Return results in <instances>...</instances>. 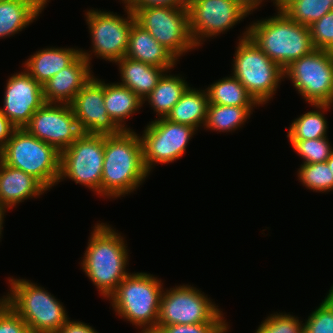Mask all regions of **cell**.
I'll list each match as a JSON object with an SVG mask.
<instances>
[{
	"label": "cell",
	"instance_id": "cell-1",
	"mask_svg": "<svg viewBox=\"0 0 333 333\" xmlns=\"http://www.w3.org/2000/svg\"><path fill=\"white\" fill-rule=\"evenodd\" d=\"M133 131L105 135L102 196L117 198L131 193L150 174L144 165L140 136Z\"/></svg>",
	"mask_w": 333,
	"mask_h": 333
},
{
	"label": "cell",
	"instance_id": "cell-2",
	"mask_svg": "<svg viewBox=\"0 0 333 333\" xmlns=\"http://www.w3.org/2000/svg\"><path fill=\"white\" fill-rule=\"evenodd\" d=\"M126 245L124 238L107 224L98 223L91 233L81 266L105 298H109L129 274Z\"/></svg>",
	"mask_w": 333,
	"mask_h": 333
},
{
	"label": "cell",
	"instance_id": "cell-3",
	"mask_svg": "<svg viewBox=\"0 0 333 333\" xmlns=\"http://www.w3.org/2000/svg\"><path fill=\"white\" fill-rule=\"evenodd\" d=\"M248 27V37L283 70L315 48L308 26L293 21L283 10Z\"/></svg>",
	"mask_w": 333,
	"mask_h": 333
},
{
	"label": "cell",
	"instance_id": "cell-4",
	"mask_svg": "<svg viewBox=\"0 0 333 333\" xmlns=\"http://www.w3.org/2000/svg\"><path fill=\"white\" fill-rule=\"evenodd\" d=\"M161 280L147 273H129L109 297L116 314L142 328L140 333H152L157 328Z\"/></svg>",
	"mask_w": 333,
	"mask_h": 333
},
{
	"label": "cell",
	"instance_id": "cell-5",
	"mask_svg": "<svg viewBox=\"0 0 333 333\" xmlns=\"http://www.w3.org/2000/svg\"><path fill=\"white\" fill-rule=\"evenodd\" d=\"M0 159L36 178L47 190L58 183L61 153L48 143L16 129L0 150Z\"/></svg>",
	"mask_w": 333,
	"mask_h": 333
},
{
	"label": "cell",
	"instance_id": "cell-6",
	"mask_svg": "<svg viewBox=\"0 0 333 333\" xmlns=\"http://www.w3.org/2000/svg\"><path fill=\"white\" fill-rule=\"evenodd\" d=\"M10 293L2 299L24 320L27 327L56 333L70 319L63 304L41 286L25 279H9Z\"/></svg>",
	"mask_w": 333,
	"mask_h": 333
},
{
	"label": "cell",
	"instance_id": "cell-7",
	"mask_svg": "<svg viewBox=\"0 0 333 333\" xmlns=\"http://www.w3.org/2000/svg\"><path fill=\"white\" fill-rule=\"evenodd\" d=\"M246 29L235 51L233 76L262 105L276 93L279 82L284 78V70L248 37Z\"/></svg>",
	"mask_w": 333,
	"mask_h": 333
},
{
	"label": "cell",
	"instance_id": "cell-8",
	"mask_svg": "<svg viewBox=\"0 0 333 333\" xmlns=\"http://www.w3.org/2000/svg\"><path fill=\"white\" fill-rule=\"evenodd\" d=\"M135 15L136 22L146 29L176 59L183 53L194 50L189 29L187 6L128 7Z\"/></svg>",
	"mask_w": 333,
	"mask_h": 333
},
{
	"label": "cell",
	"instance_id": "cell-9",
	"mask_svg": "<svg viewBox=\"0 0 333 333\" xmlns=\"http://www.w3.org/2000/svg\"><path fill=\"white\" fill-rule=\"evenodd\" d=\"M286 77L310 105H332L333 51L314 49L287 66Z\"/></svg>",
	"mask_w": 333,
	"mask_h": 333
},
{
	"label": "cell",
	"instance_id": "cell-10",
	"mask_svg": "<svg viewBox=\"0 0 333 333\" xmlns=\"http://www.w3.org/2000/svg\"><path fill=\"white\" fill-rule=\"evenodd\" d=\"M105 135L82 133L61 152L60 176L89 187L101 196Z\"/></svg>",
	"mask_w": 333,
	"mask_h": 333
},
{
	"label": "cell",
	"instance_id": "cell-11",
	"mask_svg": "<svg viewBox=\"0 0 333 333\" xmlns=\"http://www.w3.org/2000/svg\"><path fill=\"white\" fill-rule=\"evenodd\" d=\"M190 285H180L162 292L157 326L212 322L222 311Z\"/></svg>",
	"mask_w": 333,
	"mask_h": 333
},
{
	"label": "cell",
	"instance_id": "cell-12",
	"mask_svg": "<svg viewBox=\"0 0 333 333\" xmlns=\"http://www.w3.org/2000/svg\"><path fill=\"white\" fill-rule=\"evenodd\" d=\"M195 131L194 127L166 118L151 121L140 137L146 170L150 173L155 164L170 163L182 157Z\"/></svg>",
	"mask_w": 333,
	"mask_h": 333
},
{
	"label": "cell",
	"instance_id": "cell-13",
	"mask_svg": "<svg viewBox=\"0 0 333 333\" xmlns=\"http://www.w3.org/2000/svg\"><path fill=\"white\" fill-rule=\"evenodd\" d=\"M125 11L127 18L97 9L86 12V21L93 44L92 51L95 56L116 63L126 55L130 29L136 19L127 6Z\"/></svg>",
	"mask_w": 333,
	"mask_h": 333
},
{
	"label": "cell",
	"instance_id": "cell-14",
	"mask_svg": "<svg viewBox=\"0 0 333 333\" xmlns=\"http://www.w3.org/2000/svg\"><path fill=\"white\" fill-rule=\"evenodd\" d=\"M187 9L190 33L197 47L205 37L220 35L249 15L234 0H194Z\"/></svg>",
	"mask_w": 333,
	"mask_h": 333
},
{
	"label": "cell",
	"instance_id": "cell-15",
	"mask_svg": "<svg viewBox=\"0 0 333 333\" xmlns=\"http://www.w3.org/2000/svg\"><path fill=\"white\" fill-rule=\"evenodd\" d=\"M24 129L60 153L83 133L70 104L44 103Z\"/></svg>",
	"mask_w": 333,
	"mask_h": 333
},
{
	"label": "cell",
	"instance_id": "cell-16",
	"mask_svg": "<svg viewBox=\"0 0 333 333\" xmlns=\"http://www.w3.org/2000/svg\"><path fill=\"white\" fill-rule=\"evenodd\" d=\"M81 131L85 134L115 135L122 130L107 114L104 103V81L93 76L70 103Z\"/></svg>",
	"mask_w": 333,
	"mask_h": 333
},
{
	"label": "cell",
	"instance_id": "cell-17",
	"mask_svg": "<svg viewBox=\"0 0 333 333\" xmlns=\"http://www.w3.org/2000/svg\"><path fill=\"white\" fill-rule=\"evenodd\" d=\"M2 113L17 128H24L34 113L46 103L43 87L26 71L11 76L5 87Z\"/></svg>",
	"mask_w": 333,
	"mask_h": 333
},
{
	"label": "cell",
	"instance_id": "cell-18",
	"mask_svg": "<svg viewBox=\"0 0 333 333\" xmlns=\"http://www.w3.org/2000/svg\"><path fill=\"white\" fill-rule=\"evenodd\" d=\"M80 51L81 54L69 66L42 85L46 103L70 104L81 88L93 77L90 71V54Z\"/></svg>",
	"mask_w": 333,
	"mask_h": 333
},
{
	"label": "cell",
	"instance_id": "cell-19",
	"mask_svg": "<svg viewBox=\"0 0 333 333\" xmlns=\"http://www.w3.org/2000/svg\"><path fill=\"white\" fill-rule=\"evenodd\" d=\"M125 57L168 70L178 61L146 29L136 21L129 33L128 50Z\"/></svg>",
	"mask_w": 333,
	"mask_h": 333
},
{
	"label": "cell",
	"instance_id": "cell-20",
	"mask_svg": "<svg viewBox=\"0 0 333 333\" xmlns=\"http://www.w3.org/2000/svg\"><path fill=\"white\" fill-rule=\"evenodd\" d=\"M47 189L34 177L6 165L0 159V192L2 207L12 208L28 198L40 196Z\"/></svg>",
	"mask_w": 333,
	"mask_h": 333
},
{
	"label": "cell",
	"instance_id": "cell-21",
	"mask_svg": "<svg viewBox=\"0 0 333 333\" xmlns=\"http://www.w3.org/2000/svg\"><path fill=\"white\" fill-rule=\"evenodd\" d=\"M80 54V49L74 48L42 49L25 61L24 70L43 85L56 73L69 66Z\"/></svg>",
	"mask_w": 333,
	"mask_h": 333
},
{
	"label": "cell",
	"instance_id": "cell-22",
	"mask_svg": "<svg viewBox=\"0 0 333 333\" xmlns=\"http://www.w3.org/2000/svg\"><path fill=\"white\" fill-rule=\"evenodd\" d=\"M118 63L121 74V85L132 90L142 101L157 86L159 79L164 72V68L152 66L141 61L123 57Z\"/></svg>",
	"mask_w": 333,
	"mask_h": 333
},
{
	"label": "cell",
	"instance_id": "cell-23",
	"mask_svg": "<svg viewBox=\"0 0 333 333\" xmlns=\"http://www.w3.org/2000/svg\"><path fill=\"white\" fill-rule=\"evenodd\" d=\"M43 10L39 0H0V38L22 31Z\"/></svg>",
	"mask_w": 333,
	"mask_h": 333
},
{
	"label": "cell",
	"instance_id": "cell-24",
	"mask_svg": "<svg viewBox=\"0 0 333 333\" xmlns=\"http://www.w3.org/2000/svg\"><path fill=\"white\" fill-rule=\"evenodd\" d=\"M208 105L206 90H196L189 86L166 116V119L170 122L194 127L197 130L199 126L205 124Z\"/></svg>",
	"mask_w": 333,
	"mask_h": 333
},
{
	"label": "cell",
	"instance_id": "cell-25",
	"mask_svg": "<svg viewBox=\"0 0 333 333\" xmlns=\"http://www.w3.org/2000/svg\"><path fill=\"white\" fill-rule=\"evenodd\" d=\"M104 103L113 122L121 130H131L125 127L124 121L139 110L143 101L132 90L119 83H104Z\"/></svg>",
	"mask_w": 333,
	"mask_h": 333
},
{
	"label": "cell",
	"instance_id": "cell-26",
	"mask_svg": "<svg viewBox=\"0 0 333 333\" xmlns=\"http://www.w3.org/2000/svg\"><path fill=\"white\" fill-rule=\"evenodd\" d=\"M165 72L159 79L157 86L144 99L147 100L159 118H166L189 85L178 75H167Z\"/></svg>",
	"mask_w": 333,
	"mask_h": 333
},
{
	"label": "cell",
	"instance_id": "cell-27",
	"mask_svg": "<svg viewBox=\"0 0 333 333\" xmlns=\"http://www.w3.org/2000/svg\"><path fill=\"white\" fill-rule=\"evenodd\" d=\"M209 104L257 107L259 104L235 76L225 77L205 89ZM256 105V106H255Z\"/></svg>",
	"mask_w": 333,
	"mask_h": 333
},
{
	"label": "cell",
	"instance_id": "cell-28",
	"mask_svg": "<svg viewBox=\"0 0 333 333\" xmlns=\"http://www.w3.org/2000/svg\"><path fill=\"white\" fill-rule=\"evenodd\" d=\"M319 108L309 111L296 118L289 127L287 137L290 141L312 140L327 137V121L324 117V111H328L330 104H312ZM323 110V111H322ZM322 113H321V112Z\"/></svg>",
	"mask_w": 333,
	"mask_h": 333
},
{
	"label": "cell",
	"instance_id": "cell-29",
	"mask_svg": "<svg viewBox=\"0 0 333 333\" xmlns=\"http://www.w3.org/2000/svg\"><path fill=\"white\" fill-rule=\"evenodd\" d=\"M251 110L253 107L209 104L204 128L219 132L237 130L250 118Z\"/></svg>",
	"mask_w": 333,
	"mask_h": 333
},
{
	"label": "cell",
	"instance_id": "cell-30",
	"mask_svg": "<svg viewBox=\"0 0 333 333\" xmlns=\"http://www.w3.org/2000/svg\"><path fill=\"white\" fill-rule=\"evenodd\" d=\"M279 8L293 21L309 27L333 10V0H279Z\"/></svg>",
	"mask_w": 333,
	"mask_h": 333
},
{
	"label": "cell",
	"instance_id": "cell-31",
	"mask_svg": "<svg viewBox=\"0 0 333 333\" xmlns=\"http://www.w3.org/2000/svg\"><path fill=\"white\" fill-rule=\"evenodd\" d=\"M298 171L300 182L309 190L316 192L333 190V174L327 162L301 164Z\"/></svg>",
	"mask_w": 333,
	"mask_h": 333
},
{
	"label": "cell",
	"instance_id": "cell-32",
	"mask_svg": "<svg viewBox=\"0 0 333 333\" xmlns=\"http://www.w3.org/2000/svg\"><path fill=\"white\" fill-rule=\"evenodd\" d=\"M293 149L304 159L303 164L326 162L333 148L327 137L312 140L290 141Z\"/></svg>",
	"mask_w": 333,
	"mask_h": 333
},
{
	"label": "cell",
	"instance_id": "cell-33",
	"mask_svg": "<svg viewBox=\"0 0 333 333\" xmlns=\"http://www.w3.org/2000/svg\"><path fill=\"white\" fill-rule=\"evenodd\" d=\"M222 312L209 323L157 326L152 333H227L229 327Z\"/></svg>",
	"mask_w": 333,
	"mask_h": 333
},
{
	"label": "cell",
	"instance_id": "cell-34",
	"mask_svg": "<svg viewBox=\"0 0 333 333\" xmlns=\"http://www.w3.org/2000/svg\"><path fill=\"white\" fill-rule=\"evenodd\" d=\"M290 314H271L258 327L255 333H301L304 323Z\"/></svg>",
	"mask_w": 333,
	"mask_h": 333
},
{
	"label": "cell",
	"instance_id": "cell-35",
	"mask_svg": "<svg viewBox=\"0 0 333 333\" xmlns=\"http://www.w3.org/2000/svg\"><path fill=\"white\" fill-rule=\"evenodd\" d=\"M315 49L333 51V10L309 26Z\"/></svg>",
	"mask_w": 333,
	"mask_h": 333
},
{
	"label": "cell",
	"instance_id": "cell-36",
	"mask_svg": "<svg viewBox=\"0 0 333 333\" xmlns=\"http://www.w3.org/2000/svg\"><path fill=\"white\" fill-rule=\"evenodd\" d=\"M304 329L307 333H333V306L326 299L309 315Z\"/></svg>",
	"mask_w": 333,
	"mask_h": 333
},
{
	"label": "cell",
	"instance_id": "cell-37",
	"mask_svg": "<svg viewBox=\"0 0 333 333\" xmlns=\"http://www.w3.org/2000/svg\"><path fill=\"white\" fill-rule=\"evenodd\" d=\"M26 327L24 320L1 298L0 333H21Z\"/></svg>",
	"mask_w": 333,
	"mask_h": 333
},
{
	"label": "cell",
	"instance_id": "cell-38",
	"mask_svg": "<svg viewBox=\"0 0 333 333\" xmlns=\"http://www.w3.org/2000/svg\"><path fill=\"white\" fill-rule=\"evenodd\" d=\"M127 7L187 6L186 0H130Z\"/></svg>",
	"mask_w": 333,
	"mask_h": 333
},
{
	"label": "cell",
	"instance_id": "cell-39",
	"mask_svg": "<svg viewBox=\"0 0 333 333\" xmlns=\"http://www.w3.org/2000/svg\"><path fill=\"white\" fill-rule=\"evenodd\" d=\"M56 333H98L90 325L81 321H70L69 319Z\"/></svg>",
	"mask_w": 333,
	"mask_h": 333
},
{
	"label": "cell",
	"instance_id": "cell-40",
	"mask_svg": "<svg viewBox=\"0 0 333 333\" xmlns=\"http://www.w3.org/2000/svg\"><path fill=\"white\" fill-rule=\"evenodd\" d=\"M16 129L17 128L0 110V150L11 139V136Z\"/></svg>",
	"mask_w": 333,
	"mask_h": 333
},
{
	"label": "cell",
	"instance_id": "cell-41",
	"mask_svg": "<svg viewBox=\"0 0 333 333\" xmlns=\"http://www.w3.org/2000/svg\"><path fill=\"white\" fill-rule=\"evenodd\" d=\"M236 1L242 8H244L248 13L257 9V7L261 4L263 0H234ZM275 7L279 8V0H273Z\"/></svg>",
	"mask_w": 333,
	"mask_h": 333
},
{
	"label": "cell",
	"instance_id": "cell-42",
	"mask_svg": "<svg viewBox=\"0 0 333 333\" xmlns=\"http://www.w3.org/2000/svg\"><path fill=\"white\" fill-rule=\"evenodd\" d=\"M7 208L0 206V238H1V232L3 230V221H4V214Z\"/></svg>",
	"mask_w": 333,
	"mask_h": 333
},
{
	"label": "cell",
	"instance_id": "cell-43",
	"mask_svg": "<svg viewBox=\"0 0 333 333\" xmlns=\"http://www.w3.org/2000/svg\"><path fill=\"white\" fill-rule=\"evenodd\" d=\"M325 299L333 306V286L329 290V293L327 294V297Z\"/></svg>",
	"mask_w": 333,
	"mask_h": 333
},
{
	"label": "cell",
	"instance_id": "cell-44",
	"mask_svg": "<svg viewBox=\"0 0 333 333\" xmlns=\"http://www.w3.org/2000/svg\"><path fill=\"white\" fill-rule=\"evenodd\" d=\"M21 333H44V332L37 331L34 328L26 327Z\"/></svg>",
	"mask_w": 333,
	"mask_h": 333
},
{
	"label": "cell",
	"instance_id": "cell-45",
	"mask_svg": "<svg viewBox=\"0 0 333 333\" xmlns=\"http://www.w3.org/2000/svg\"><path fill=\"white\" fill-rule=\"evenodd\" d=\"M326 162L328 164V167L331 170V173L333 174V153L331 154V156L329 157V159Z\"/></svg>",
	"mask_w": 333,
	"mask_h": 333
},
{
	"label": "cell",
	"instance_id": "cell-46",
	"mask_svg": "<svg viewBox=\"0 0 333 333\" xmlns=\"http://www.w3.org/2000/svg\"><path fill=\"white\" fill-rule=\"evenodd\" d=\"M39 2L45 7L47 2H49L48 0H39Z\"/></svg>",
	"mask_w": 333,
	"mask_h": 333
},
{
	"label": "cell",
	"instance_id": "cell-47",
	"mask_svg": "<svg viewBox=\"0 0 333 333\" xmlns=\"http://www.w3.org/2000/svg\"><path fill=\"white\" fill-rule=\"evenodd\" d=\"M122 1H124L122 3H125V6H126L129 3L130 0H122Z\"/></svg>",
	"mask_w": 333,
	"mask_h": 333
},
{
	"label": "cell",
	"instance_id": "cell-48",
	"mask_svg": "<svg viewBox=\"0 0 333 333\" xmlns=\"http://www.w3.org/2000/svg\"><path fill=\"white\" fill-rule=\"evenodd\" d=\"M0 206H2L1 192H0Z\"/></svg>",
	"mask_w": 333,
	"mask_h": 333
},
{
	"label": "cell",
	"instance_id": "cell-49",
	"mask_svg": "<svg viewBox=\"0 0 333 333\" xmlns=\"http://www.w3.org/2000/svg\"><path fill=\"white\" fill-rule=\"evenodd\" d=\"M191 1H194V0H186V4L188 5Z\"/></svg>",
	"mask_w": 333,
	"mask_h": 333
},
{
	"label": "cell",
	"instance_id": "cell-50",
	"mask_svg": "<svg viewBox=\"0 0 333 333\" xmlns=\"http://www.w3.org/2000/svg\"><path fill=\"white\" fill-rule=\"evenodd\" d=\"M301 333H307V331L305 329H303Z\"/></svg>",
	"mask_w": 333,
	"mask_h": 333
}]
</instances>
